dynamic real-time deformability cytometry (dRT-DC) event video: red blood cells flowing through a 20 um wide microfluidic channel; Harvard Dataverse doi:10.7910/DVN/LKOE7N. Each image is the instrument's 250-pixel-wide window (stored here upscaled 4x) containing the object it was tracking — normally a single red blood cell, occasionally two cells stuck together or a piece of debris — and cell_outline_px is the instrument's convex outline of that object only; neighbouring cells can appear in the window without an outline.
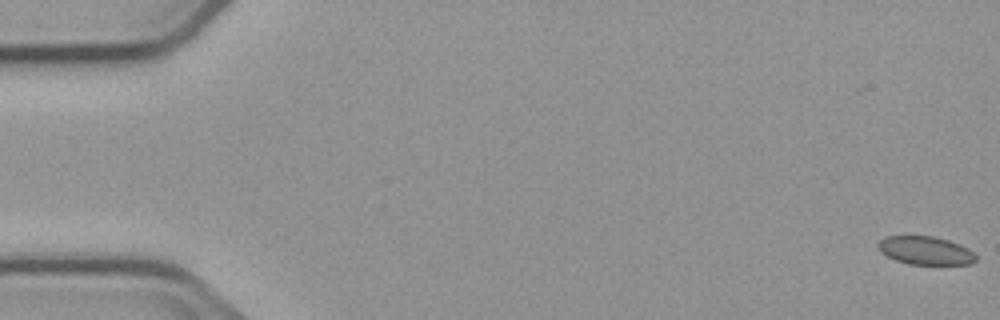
{"species": "common noctule bat (a hibernating species)", "species_latin": "Nyctalus noctula", "temperature_condition": "cold", "stored_images_in_passage": 4, "segment_of_instrument_passage": [2, 2], "camera_frame_rate_fps": 3000, "um_per_image_px": 0.085, "animal": {"sex": "male", "body_mass_g": 23.1, "forearm_length_mm": 52.7}, "frame": {"image": 1, "passage_image": 4, "time_ms": 4.667, "image_size_px": [1000, 320], "cell_outline_px": [[976, 260], [972, 264], [908, 264], [896, 260], [880, 252], [876, 248], [876, 244], [884, 236], [936, 236], [960, 244], [968, 248], [976, 256]], "centroid_in_image_um": [78.63, 21.28], "position_along_channel_um": 6.4, "area_um2": 16.24}}